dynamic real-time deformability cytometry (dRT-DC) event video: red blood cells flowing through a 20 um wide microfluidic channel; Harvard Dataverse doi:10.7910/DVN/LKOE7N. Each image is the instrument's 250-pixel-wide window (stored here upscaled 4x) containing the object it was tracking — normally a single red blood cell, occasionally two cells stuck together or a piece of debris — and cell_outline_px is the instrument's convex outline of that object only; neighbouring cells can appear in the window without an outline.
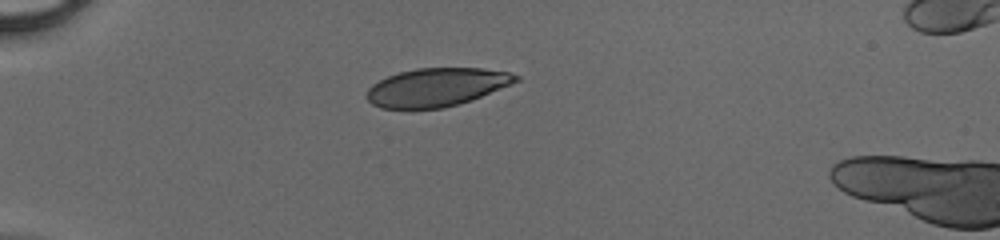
{"species": "human", "species_latin": "Homo sapiens", "temperature_condition": "cold", "stored_images_in_passage": 35, "camera_frame_rate_fps": 3000, "um_per_image_px": 0.085, "donor": {"sex": "male"}, "frame": {"image": 1, "passage_image": 1, "time_ms": 0.0, "image_size_px": [1000, 240], "cell_outline_px": [[520, 80], [472, 100], [444, 108], [380, 108], [372, 104], [364, 96], [368, 88], [372, 84], [388, 76], [400, 72], [416, 68], [480, 68], [508, 72], [520, 76]], "centroid_in_image_um": [37.09, 7.41], "position_along_channel_um": 47.9, "area_um2": 33.18}}
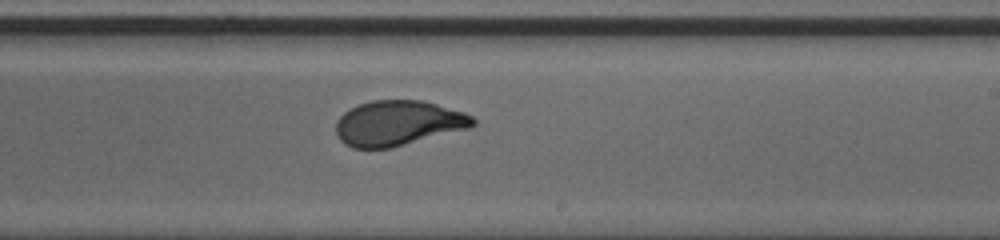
{"frame": {"image": 2, "passage_image": 18, "time_ms": 5.667, "image_size_px": [1000, 240], "cell_outline_px": [[476, 124], [468, 128], [392, 148], [352, 148], [344, 144], [340, 140], [336, 132], [336, 120], [344, 112], [360, 104], [372, 100], [420, 100], [436, 104], [464, 112], [472, 116], [476, 120]], "centroid_in_image_um": [33.82, 10.47], "position_along_channel_um": 255.2, "area_um2": 35.95}}
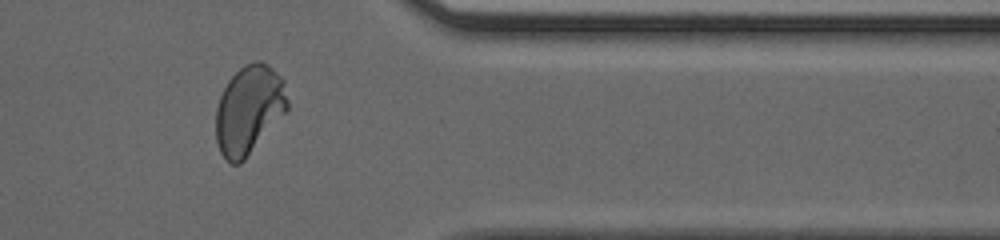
{"frame": {"image": 3, "passage_image": 28, "time_ms": 9.0, "image_size_px": [1000, 240], "cell_outline_px": [[288, 112], [244, 160], [240, 164], [232, 164], [220, 152], [216, 140], [216, 108], [220, 96], [228, 80], [244, 64], [256, 60], [260, 60], [268, 64], [284, 80], [288, 100]], "centroid_in_image_um": [21.19, 9.32], "position_along_channel_um": 390.2, "area_um2": 37.34}}